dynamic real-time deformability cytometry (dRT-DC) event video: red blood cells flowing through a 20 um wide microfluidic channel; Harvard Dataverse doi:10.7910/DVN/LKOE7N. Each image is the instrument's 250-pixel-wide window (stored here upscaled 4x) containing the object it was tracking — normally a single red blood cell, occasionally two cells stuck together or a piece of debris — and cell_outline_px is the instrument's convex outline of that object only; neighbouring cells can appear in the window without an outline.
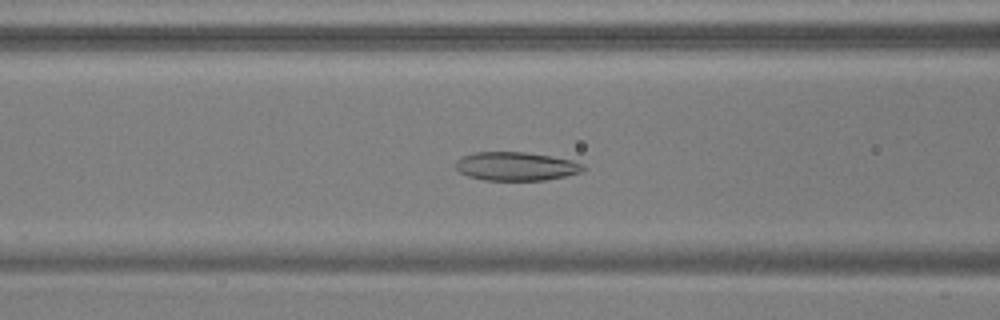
{"species": "common noctule bat (a hibernating species)", "species_latin": "Nyctalus noctula", "temperature_condition": "warm", "stored_images_in_passage": 54, "camera_frame_rate_fps": 3000, "um_per_image_px": 0.085, "animal": {"sex": "male", "body_mass_g": 17.9, "forearm_length_mm": 54.2}, "frame": {"image": 1, "passage_image": 22, "time_ms": 7.0, "image_size_px": [1000, 320], "cell_outline_px": [[588, 168], [580, 172], [564, 176], [544, 180], [484, 180], [468, 176], [460, 172], [456, 168], [456, 160], [472, 152], [524, 152], [572, 160], [584, 164]], "centroid_in_image_um": [43.87, 14.13], "position_along_channel_um": 122.7, "area_um2": 21.15}}
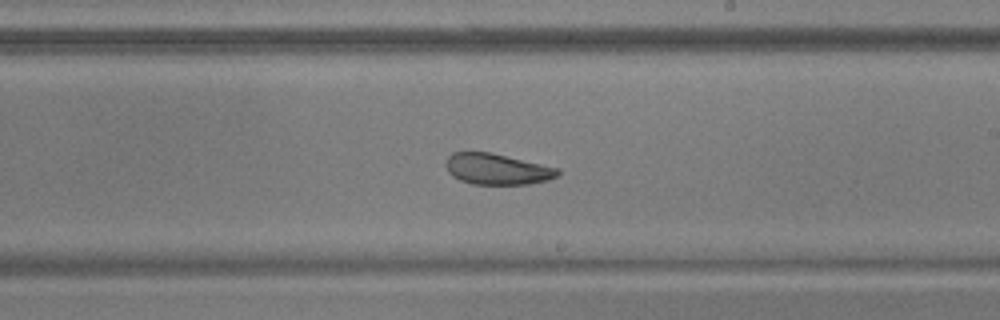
{"frame": {"image": 2, "passage_image": 32, "time_ms": 10.333, "image_size_px": [1000, 320], "cell_outline_px": [[560, 172], [556, 176], [548, 180], [528, 184], [472, 184], [460, 180], [452, 176], [448, 172], [444, 164], [448, 156], [452, 152], [492, 152], [560, 168]], "centroid_in_image_um": [42.24, 14.36], "position_along_channel_um": 246.8, "area_um2": 20.4}}
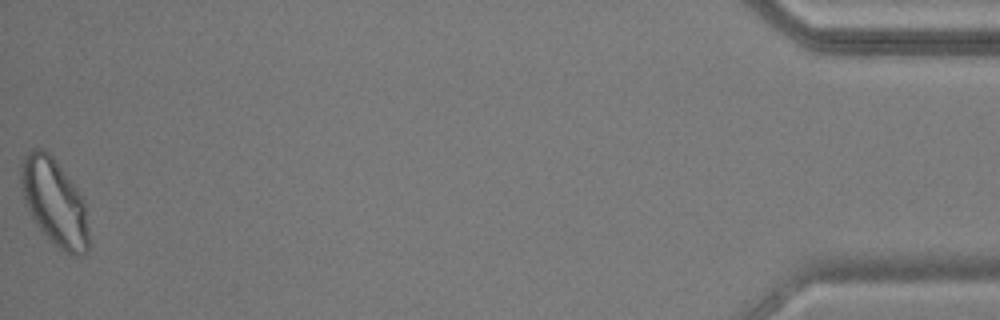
{"frame": {"image": 3, "passage_image": 54, "time_ms": 17.667, "image_size_px": [1000, 320], "cell_outline_px": [[88, 248], [80, 256], [72, 256], [48, 240], [36, 224], [24, 200], [20, 180], [20, 164], [24, 156], [32, 148], [44, 148], [52, 156], [76, 188], [84, 200], [88, 228]], "centroid_in_image_um": [4.61, 17.18], "position_along_channel_um": 430.6, "area_um2": 34.1}, "authors_computed_cell_mechanics": {"area_um2": 24.5072, "velocity_mm_per_s": 3.7225, "shape_relaxation_time_tau1_ms": null, "shape_relaxation_time_tau2_ms": 4.541, "deformation_change_tau1": null, "deformation_change_tau2": 0.103}}